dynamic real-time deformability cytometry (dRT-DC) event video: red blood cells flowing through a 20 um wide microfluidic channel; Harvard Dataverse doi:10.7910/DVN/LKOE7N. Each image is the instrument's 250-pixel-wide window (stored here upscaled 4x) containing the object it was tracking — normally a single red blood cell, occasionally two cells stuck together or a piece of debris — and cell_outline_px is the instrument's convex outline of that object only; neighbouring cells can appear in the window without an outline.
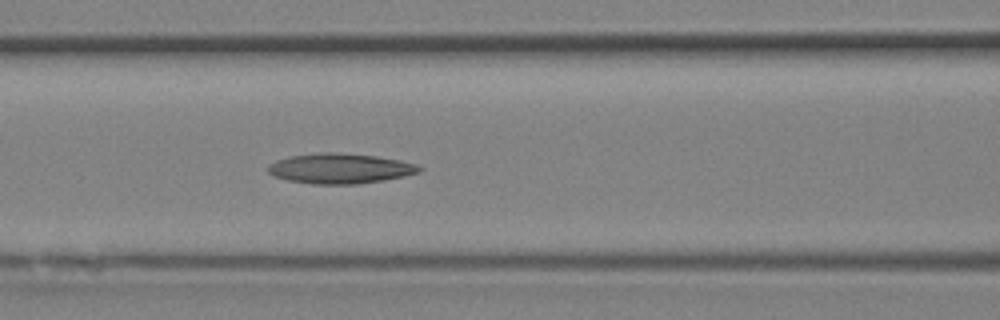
{"species": "Egyptian fruit bat (a non-hibernating species)", "species_latin": "Rousettus aegyptiacus", "temperature_condition": "room temperature", "stored_images_in_passage": 13, "camera_frame_rate_fps": 3000, "um_per_image_px": 0.085, "animal": {"sex": "female"}, "frame": {"image": 1, "passage_image": 13, "time_ms": 4.0, "image_size_px": [1000, 320], "cell_outline_px": [[424, 168], [420, 172], [404, 176], [356, 184], [312, 184], [288, 180], [272, 176], [268, 172], [268, 164], [276, 160], [288, 156], [320, 152], [332, 152], [376, 156], [400, 160], [420, 164]], "centroid_in_image_um": [28.9, 14.31], "position_along_channel_um": 137.7, "area_um2": 26.7}}